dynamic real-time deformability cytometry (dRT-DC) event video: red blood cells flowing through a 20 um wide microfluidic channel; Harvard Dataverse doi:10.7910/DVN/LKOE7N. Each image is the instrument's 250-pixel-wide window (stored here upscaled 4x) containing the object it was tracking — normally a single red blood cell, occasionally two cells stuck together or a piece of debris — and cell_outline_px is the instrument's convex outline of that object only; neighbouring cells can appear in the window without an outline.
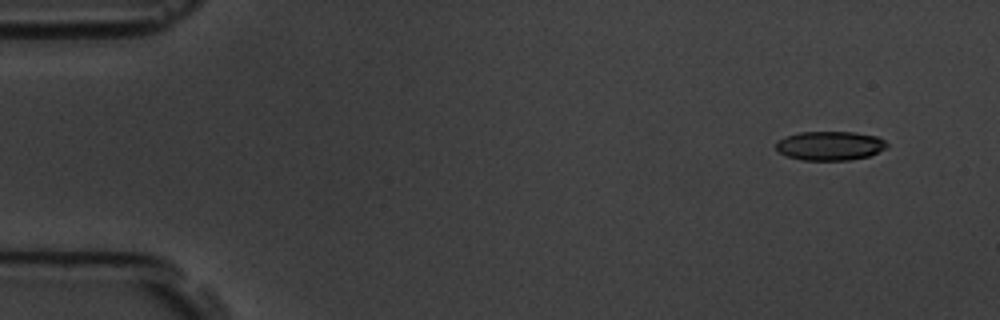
{"species": "common noctule bat (a hibernating species)", "species_latin": "Nyctalus noctula", "temperature_condition": "room temperature", "stored_images_in_passage": 6, "camera_frame_rate_fps": 3000, "um_per_image_px": 0.085, "animal": {"sex": "male", "body_mass_g": 19.5, "forearm_length_mm": 54.6}, "frame": {"image": 1, "passage_image": 2, "time_ms": 1.0, "image_size_px": [1000, 320], "cell_outline_px": [[888, 144], [884, 148], [868, 156], [848, 160], [800, 160], [788, 156], [780, 152], [776, 148], [776, 144], [780, 140], [788, 136], [800, 132], [856, 132], [876, 136], [884, 140]], "centroid_in_image_um": [70.55, 12.39], "position_along_channel_um": 14.4, "area_um2": 18.5}}
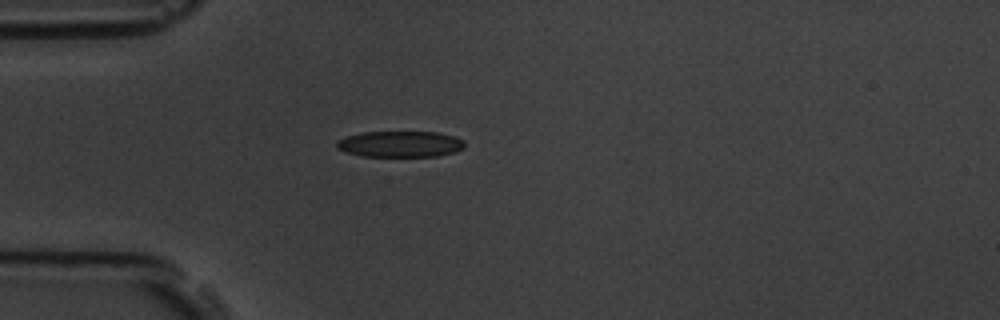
{"frame": {"image": 2, "passage_image": 5, "time_ms": 4.667, "image_size_px": [1000, 320], "cell_outline_px": [[464, 148], [456, 152], [436, 156], [360, 156], [344, 152], [336, 148], [336, 140], [348, 136], [364, 132], [440, 132], [464, 140]], "centroid_in_image_um": [34.0, 12.25], "position_along_channel_um": 51.0, "area_um2": 19.54}}